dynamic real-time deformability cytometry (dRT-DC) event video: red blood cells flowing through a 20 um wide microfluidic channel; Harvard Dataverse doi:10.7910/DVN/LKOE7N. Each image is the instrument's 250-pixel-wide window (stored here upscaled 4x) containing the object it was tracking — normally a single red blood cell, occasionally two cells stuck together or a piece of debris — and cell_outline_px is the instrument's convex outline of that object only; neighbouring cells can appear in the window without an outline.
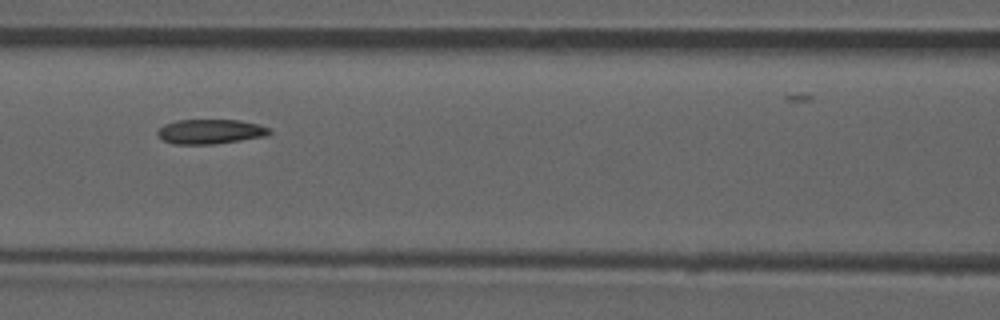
{"species": "common noctule bat (a hibernating species)", "species_latin": "Nyctalus noctula", "temperature_condition": "room temperature", "stored_images_in_passage": 8, "camera_frame_rate_fps": 3000, "um_per_image_px": 0.085, "animal": {"sex": "male", "forearm_length_mm": 52.5}, "frame": {"image": 1, "passage_image": 6, "time_ms": 6.0, "image_size_px": [1000, 320], "cell_outline_px": [[272, 132], [268, 136], [212, 144], [172, 144], [164, 140], [156, 132], [164, 124], [176, 120], [240, 120], [260, 124], [268, 128]], "centroid_in_image_um": [17.9, 11.18], "position_along_channel_um": 148.7, "area_um2": 16.07}}